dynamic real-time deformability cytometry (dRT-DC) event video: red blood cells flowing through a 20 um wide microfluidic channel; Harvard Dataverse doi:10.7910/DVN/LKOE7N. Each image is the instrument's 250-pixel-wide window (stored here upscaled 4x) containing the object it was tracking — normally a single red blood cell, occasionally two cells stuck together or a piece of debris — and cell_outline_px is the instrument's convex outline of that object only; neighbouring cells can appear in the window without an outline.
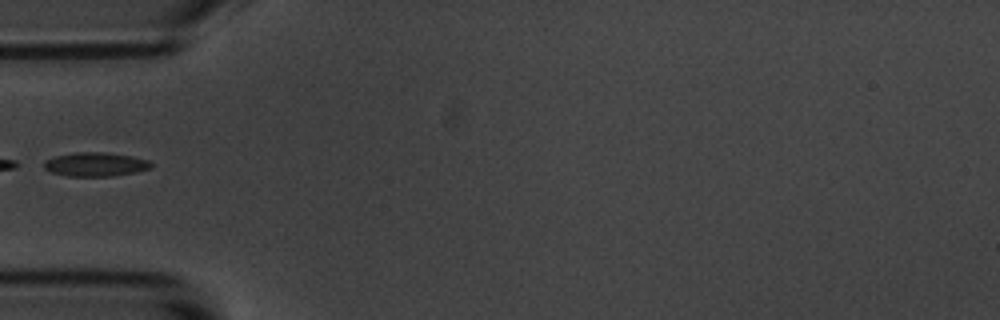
{"species": "common noctule bat (a hibernating species)", "species_latin": "Nyctalus noctula", "temperature_condition": "room temperature", "stored_images_in_passage": 6, "segment_of_instrument_passage": [2, 2], "camera_frame_rate_fps": 3000, "um_per_image_px": 0.085, "animal": {"sex": "male", "body_mass_g": 20.1, "forearm_length_mm": 53.5}, "frame": {"image": 1, "passage_image": 6, "time_ms": 5.667, "image_size_px": [1000, 320], "cell_outline_px": [[152, 168], [136, 172], [112, 176], [68, 176], [52, 172], [44, 168], [44, 160], [56, 156], [76, 152], [104, 152], [132, 156], [148, 160], [152, 164]], "centroid_in_image_um": [8.13, 13.97], "position_along_channel_um": 76.9, "area_um2": 14.91}}